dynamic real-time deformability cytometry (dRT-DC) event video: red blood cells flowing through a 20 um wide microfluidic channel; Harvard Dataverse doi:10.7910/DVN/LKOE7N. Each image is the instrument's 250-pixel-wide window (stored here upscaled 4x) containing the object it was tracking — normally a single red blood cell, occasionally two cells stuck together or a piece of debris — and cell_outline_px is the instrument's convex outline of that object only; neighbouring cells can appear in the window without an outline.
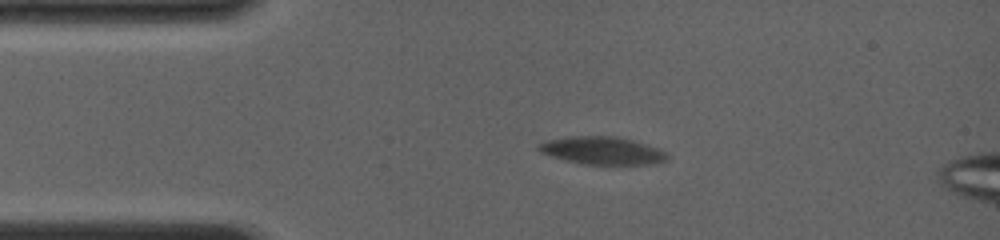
{"species": "common noctule bat (a hibernating species)", "species_latin": "Nyctalus noctula", "temperature_condition": "room temperature", "stored_images_in_passage": 11, "camera_frame_rate_fps": 4000, "um_per_image_px": 0.085, "animal": {"sex": "female", "body_mass_g": 19.0, "forearm_length_mm": 56.7}, "frame": {"image": 1, "passage_image": 8, "time_ms": 3.25, "image_size_px": [1000, 240], "cell_outline_px": [[668, 160], [648, 164], [580, 164], [552, 156], [540, 152], [536, 148], [536, 144], [548, 140], [568, 136], [616, 136], [632, 140], [660, 148], [668, 152]], "centroid_in_image_um": [51.19, 12.79], "position_along_channel_um": 33.8, "area_um2": 20.87}}